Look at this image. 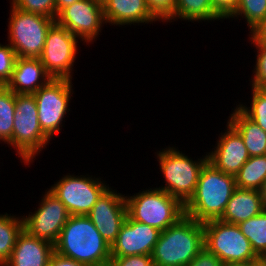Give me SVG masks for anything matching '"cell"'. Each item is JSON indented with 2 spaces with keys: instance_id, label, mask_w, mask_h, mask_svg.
<instances>
[{
  "instance_id": "3",
  "label": "cell",
  "mask_w": 266,
  "mask_h": 266,
  "mask_svg": "<svg viewBox=\"0 0 266 266\" xmlns=\"http://www.w3.org/2000/svg\"><path fill=\"white\" fill-rule=\"evenodd\" d=\"M204 247L203 223L184 215L161 231L151 256L154 266H187Z\"/></svg>"
},
{
  "instance_id": "27",
  "label": "cell",
  "mask_w": 266,
  "mask_h": 266,
  "mask_svg": "<svg viewBox=\"0 0 266 266\" xmlns=\"http://www.w3.org/2000/svg\"><path fill=\"white\" fill-rule=\"evenodd\" d=\"M244 19L249 32L266 18V0H239L237 8L227 19Z\"/></svg>"
},
{
  "instance_id": "6",
  "label": "cell",
  "mask_w": 266,
  "mask_h": 266,
  "mask_svg": "<svg viewBox=\"0 0 266 266\" xmlns=\"http://www.w3.org/2000/svg\"><path fill=\"white\" fill-rule=\"evenodd\" d=\"M50 141L40 127L34 95L16 94L12 149L21 163L30 167Z\"/></svg>"
},
{
  "instance_id": "34",
  "label": "cell",
  "mask_w": 266,
  "mask_h": 266,
  "mask_svg": "<svg viewBox=\"0 0 266 266\" xmlns=\"http://www.w3.org/2000/svg\"><path fill=\"white\" fill-rule=\"evenodd\" d=\"M215 254L210 253L205 247L195 256L187 266H225Z\"/></svg>"
},
{
  "instance_id": "2",
  "label": "cell",
  "mask_w": 266,
  "mask_h": 266,
  "mask_svg": "<svg viewBox=\"0 0 266 266\" xmlns=\"http://www.w3.org/2000/svg\"><path fill=\"white\" fill-rule=\"evenodd\" d=\"M236 188L235 176L225 174L207 161L193 196L184 205L185 215L201 223L219 220Z\"/></svg>"
},
{
  "instance_id": "26",
  "label": "cell",
  "mask_w": 266,
  "mask_h": 266,
  "mask_svg": "<svg viewBox=\"0 0 266 266\" xmlns=\"http://www.w3.org/2000/svg\"><path fill=\"white\" fill-rule=\"evenodd\" d=\"M258 256L266 254V208L257 216L238 224Z\"/></svg>"
},
{
  "instance_id": "20",
  "label": "cell",
  "mask_w": 266,
  "mask_h": 266,
  "mask_svg": "<svg viewBox=\"0 0 266 266\" xmlns=\"http://www.w3.org/2000/svg\"><path fill=\"white\" fill-rule=\"evenodd\" d=\"M266 208L259 190L236 188L219 220L239 224L257 216Z\"/></svg>"
},
{
  "instance_id": "17",
  "label": "cell",
  "mask_w": 266,
  "mask_h": 266,
  "mask_svg": "<svg viewBox=\"0 0 266 266\" xmlns=\"http://www.w3.org/2000/svg\"><path fill=\"white\" fill-rule=\"evenodd\" d=\"M54 251V244L32 236L23 229L10 258L3 266H48Z\"/></svg>"
},
{
  "instance_id": "12",
  "label": "cell",
  "mask_w": 266,
  "mask_h": 266,
  "mask_svg": "<svg viewBox=\"0 0 266 266\" xmlns=\"http://www.w3.org/2000/svg\"><path fill=\"white\" fill-rule=\"evenodd\" d=\"M55 21L75 35L80 43L82 41L87 45L93 44L100 37L106 25L103 4L98 0L74 2L61 10Z\"/></svg>"
},
{
  "instance_id": "38",
  "label": "cell",
  "mask_w": 266,
  "mask_h": 266,
  "mask_svg": "<svg viewBox=\"0 0 266 266\" xmlns=\"http://www.w3.org/2000/svg\"><path fill=\"white\" fill-rule=\"evenodd\" d=\"M79 0H56V17L57 14L65 7L72 5Z\"/></svg>"
},
{
  "instance_id": "41",
  "label": "cell",
  "mask_w": 266,
  "mask_h": 266,
  "mask_svg": "<svg viewBox=\"0 0 266 266\" xmlns=\"http://www.w3.org/2000/svg\"><path fill=\"white\" fill-rule=\"evenodd\" d=\"M225 266H257V265H236V264H233V265H225Z\"/></svg>"
},
{
  "instance_id": "35",
  "label": "cell",
  "mask_w": 266,
  "mask_h": 266,
  "mask_svg": "<svg viewBox=\"0 0 266 266\" xmlns=\"http://www.w3.org/2000/svg\"><path fill=\"white\" fill-rule=\"evenodd\" d=\"M239 0H212L214 9L224 18H227L237 8Z\"/></svg>"
},
{
  "instance_id": "37",
  "label": "cell",
  "mask_w": 266,
  "mask_h": 266,
  "mask_svg": "<svg viewBox=\"0 0 266 266\" xmlns=\"http://www.w3.org/2000/svg\"><path fill=\"white\" fill-rule=\"evenodd\" d=\"M48 266H88L74 259L65 257L55 252L52 254Z\"/></svg>"
},
{
  "instance_id": "14",
  "label": "cell",
  "mask_w": 266,
  "mask_h": 266,
  "mask_svg": "<svg viewBox=\"0 0 266 266\" xmlns=\"http://www.w3.org/2000/svg\"><path fill=\"white\" fill-rule=\"evenodd\" d=\"M109 187L87 214L100 235L110 244L116 240L127 218L125 195Z\"/></svg>"
},
{
  "instance_id": "39",
  "label": "cell",
  "mask_w": 266,
  "mask_h": 266,
  "mask_svg": "<svg viewBox=\"0 0 266 266\" xmlns=\"http://www.w3.org/2000/svg\"><path fill=\"white\" fill-rule=\"evenodd\" d=\"M257 266H266V254L259 256Z\"/></svg>"
},
{
  "instance_id": "36",
  "label": "cell",
  "mask_w": 266,
  "mask_h": 266,
  "mask_svg": "<svg viewBox=\"0 0 266 266\" xmlns=\"http://www.w3.org/2000/svg\"><path fill=\"white\" fill-rule=\"evenodd\" d=\"M248 40L252 44H266V18L262 20L250 32Z\"/></svg>"
},
{
  "instance_id": "25",
  "label": "cell",
  "mask_w": 266,
  "mask_h": 266,
  "mask_svg": "<svg viewBox=\"0 0 266 266\" xmlns=\"http://www.w3.org/2000/svg\"><path fill=\"white\" fill-rule=\"evenodd\" d=\"M16 94L7 86H0V143L13 147V127ZM2 141V142H1Z\"/></svg>"
},
{
  "instance_id": "24",
  "label": "cell",
  "mask_w": 266,
  "mask_h": 266,
  "mask_svg": "<svg viewBox=\"0 0 266 266\" xmlns=\"http://www.w3.org/2000/svg\"><path fill=\"white\" fill-rule=\"evenodd\" d=\"M266 178V154L250 157L235 175L236 187L261 190Z\"/></svg>"
},
{
  "instance_id": "4",
  "label": "cell",
  "mask_w": 266,
  "mask_h": 266,
  "mask_svg": "<svg viewBox=\"0 0 266 266\" xmlns=\"http://www.w3.org/2000/svg\"><path fill=\"white\" fill-rule=\"evenodd\" d=\"M178 149L176 146H168L155 152L165 183L158 189L166 191L185 205L196 190L201 169L208 161V154L206 152V155L193 160Z\"/></svg>"
},
{
  "instance_id": "11",
  "label": "cell",
  "mask_w": 266,
  "mask_h": 266,
  "mask_svg": "<svg viewBox=\"0 0 266 266\" xmlns=\"http://www.w3.org/2000/svg\"><path fill=\"white\" fill-rule=\"evenodd\" d=\"M79 39L56 21L46 35L40 61L53 79L73 80Z\"/></svg>"
},
{
  "instance_id": "40",
  "label": "cell",
  "mask_w": 266,
  "mask_h": 266,
  "mask_svg": "<svg viewBox=\"0 0 266 266\" xmlns=\"http://www.w3.org/2000/svg\"><path fill=\"white\" fill-rule=\"evenodd\" d=\"M261 192V195L263 197V200H264V203H265V206H266V178H265V181H264V184H263V187L262 189L260 190Z\"/></svg>"
},
{
  "instance_id": "8",
  "label": "cell",
  "mask_w": 266,
  "mask_h": 266,
  "mask_svg": "<svg viewBox=\"0 0 266 266\" xmlns=\"http://www.w3.org/2000/svg\"><path fill=\"white\" fill-rule=\"evenodd\" d=\"M8 18L7 40L17 57L40 58L46 35L55 19L29 13L14 7L11 3Z\"/></svg>"
},
{
  "instance_id": "22",
  "label": "cell",
  "mask_w": 266,
  "mask_h": 266,
  "mask_svg": "<svg viewBox=\"0 0 266 266\" xmlns=\"http://www.w3.org/2000/svg\"><path fill=\"white\" fill-rule=\"evenodd\" d=\"M212 22L225 19L214 9L212 0H177L173 17L168 21Z\"/></svg>"
},
{
  "instance_id": "18",
  "label": "cell",
  "mask_w": 266,
  "mask_h": 266,
  "mask_svg": "<svg viewBox=\"0 0 266 266\" xmlns=\"http://www.w3.org/2000/svg\"><path fill=\"white\" fill-rule=\"evenodd\" d=\"M106 25L132 26L159 22L148 10L145 0H104Z\"/></svg>"
},
{
  "instance_id": "1",
  "label": "cell",
  "mask_w": 266,
  "mask_h": 266,
  "mask_svg": "<svg viewBox=\"0 0 266 266\" xmlns=\"http://www.w3.org/2000/svg\"><path fill=\"white\" fill-rule=\"evenodd\" d=\"M55 252L88 266H109L111 245L87 215H72L61 230Z\"/></svg>"
},
{
  "instance_id": "31",
  "label": "cell",
  "mask_w": 266,
  "mask_h": 266,
  "mask_svg": "<svg viewBox=\"0 0 266 266\" xmlns=\"http://www.w3.org/2000/svg\"><path fill=\"white\" fill-rule=\"evenodd\" d=\"M16 59V52L11 45L0 43V86H6L10 81Z\"/></svg>"
},
{
  "instance_id": "7",
  "label": "cell",
  "mask_w": 266,
  "mask_h": 266,
  "mask_svg": "<svg viewBox=\"0 0 266 266\" xmlns=\"http://www.w3.org/2000/svg\"><path fill=\"white\" fill-rule=\"evenodd\" d=\"M204 246L226 265H257L259 256L237 224L221 220L203 223Z\"/></svg>"
},
{
  "instance_id": "15",
  "label": "cell",
  "mask_w": 266,
  "mask_h": 266,
  "mask_svg": "<svg viewBox=\"0 0 266 266\" xmlns=\"http://www.w3.org/2000/svg\"><path fill=\"white\" fill-rule=\"evenodd\" d=\"M161 231L128 216L111 245V257L151 255Z\"/></svg>"
},
{
  "instance_id": "16",
  "label": "cell",
  "mask_w": 266,
  "mask_h": 266,
  "mask_svg": "<svg viewBox=\"0 0 266 266\" xmlns=\"http://www.w3.org/2000/svg\"><path fill=\"white\" fill-rule=\"evenodd\" d=\"M224 132L218 136L208 161L225 174L235 176L250 158L241 135L227 122Z\"/></svg>"
},
{
  "instance_id": "29",
  "label": "cell",
  "mask_w": 266,
  "mask_h": 266,
  "mask_svg": "<svg viewBox=\"0 0 266 266\" xmlns=\"http://www.w3.org/2000/svg\"><path fill=\"white\" fill-rule=\"evenodd\" d=\"M10 3L22 11L56 19V0H10Z\"/></svg>"
},
{
  "instance_id": "19",
  "label": "cell",
  "mask_w": 266,
  "mask_h": 266,
  "mask_svg": "<svg viewBox=\"0 0 266 266\" xmlns=\"http://www.w3.org/2000/svg\"><path fill=\"white\" fill-rule=\"evenodd\" d=\"M51 79L39 58L17 57L6 86L15 94H33Z\"/></svg>"
},
{
  "instance_id": "32",
  "label": "cell",
  "mask_w": 266,
  "mask_h": 266,
  "mask_svg": "<svg viewBox=\"0 0 266 266\" xmlns=\"http://www.w3.org/2000/svg\"><path fill=\"white\" fill-rule=\"evenodd\" d=\"M145 1L148 10L159 22L168 23V21L173 17L177 0H145Z\"/></svg>"
},
{
  "instance_id": "30",
  "label": "cell",
  "mask_w": 266,
  "mask_h": 266,
  "mask_svg": "<svg viewBox=\"0 0 266 266\" xmlns=\"http://www.w3.org/2000/svg\"><path fill=\"white\" fill-rule=\"evenodd\" d=\"M256 52L253 76L250 85L257 89H266V44H253Z\"/></svg>"
},
{
  "instance_id": "28",
  "label": "cell",
  "mask_w": 266,
  "mask_h": 266,
  "mask_svg": "<svg viewBox=\"0 0 266 266\" xmlns=\"http://www.w3.org/2000/svg\"><path fill=\"white\" fill-rule=\"evenodd\" d=\"M251 90L250 107L241 102L236 106L266 132V89L251 87Z\"/></svg>"
},
{
  "instance_id": "5",
  "label": "cell",
  "mask_w": 266,
  "mask_h": 266,
  "mask_svg": "<svg viewBox=\"0 0 266 266\" xmlns=\"http://www.w3.org/2000/svg\"><path fill=\"white\" fill-rule=\"evenodd\" d=\"M127 216L164 231L185 215L184 205L166 191L153 188L125 196Z\"/></svg>"
},
{
  "instance_id": "21",
  "label": "cell",
  "mask_w": 266,
  "mask_h": 266,
  "mask_svg": "<svg viewBox=\"0 0 266 266\" xmlns=\"http://www.w3.org/2000/svg\"><path fill=\"white\" fill-rule=\"evenodd\" d=\"M227 122L241 135L250 157L266 154V132L237 106Z\"/></svg>"
},
{
  "instance_id": "23",
  "label": "cell",
  "mask_w": 266,
  "mask_h": 266,
  "mask_svg": "<svg viewBox=\"0 0 266 266\" xmlns=\"http://www.w3.org/2000/svg\"><path fill=\"white\" fill-rule=\"evenodd\" d=\"M17 216V217H16ZM24 229L23 216L0 214V266L11 256L19 234Z\"/></svg>"
},
{
  "instance_id": "33",
  "label": "cell",
  "mask_w": 266,
  "mask_h": 266,
  "mask_svg": "<svg viewBox=\"0 0 266 266\" xmlns=\"http://www.w3.org/2000/svg\"><path fill=\"white\" fill-rule=\"evenodd\" d=\"M109 266H154L151 255L111 257Z\"/></svg>"
},
{
  "instance_id": "13",
  "label": "cell",
  "mask_w": 266,
  "mask_h": 266,
  "mask_svg": "<svg viewBox=\"0 0 266 266\" xmlns=\"http://www.w3.org/2000/svg\"><path fill=\"white\" fill-rule=\"evenodd\" d=\"M43 193L37 209L23 215L24 230L32 236L55 244L71 215L48 188Z\"/></svg>"
},
{
  "instance_id": "9",
  "label": "cell",
  "mask_w": 266,
  "mask_h": 266,
  "mask_svg": "<svg viewBox=\"0 0 266 266\" xmlns=\"http://www.w3.org/2000/svg\"><path fill=\"white\" fill-rule=\"evenodd\" d=\"M73 88L72 80L51 79L33 93L40 127L51 140L64 127V119L70 111L68 107L74 93Z\"/></svg>"
},
{
  "instance_id": "10",
  "label": "cell",
  "mask_w": 266,
  "mask_h": 266,
  "mask_svg": "<svg viewBox=\"0 0 266 266\" xmlns=\"http://www.w3.org/2000/svg\"><path fill=\"white\" fill-rule=\"evenodd\" d=\"M102 180V181H101ZM93 175H63L48 189L67 208L70 215H87L101 195L110 187Z\"/></svg>"
}]
</instances>
